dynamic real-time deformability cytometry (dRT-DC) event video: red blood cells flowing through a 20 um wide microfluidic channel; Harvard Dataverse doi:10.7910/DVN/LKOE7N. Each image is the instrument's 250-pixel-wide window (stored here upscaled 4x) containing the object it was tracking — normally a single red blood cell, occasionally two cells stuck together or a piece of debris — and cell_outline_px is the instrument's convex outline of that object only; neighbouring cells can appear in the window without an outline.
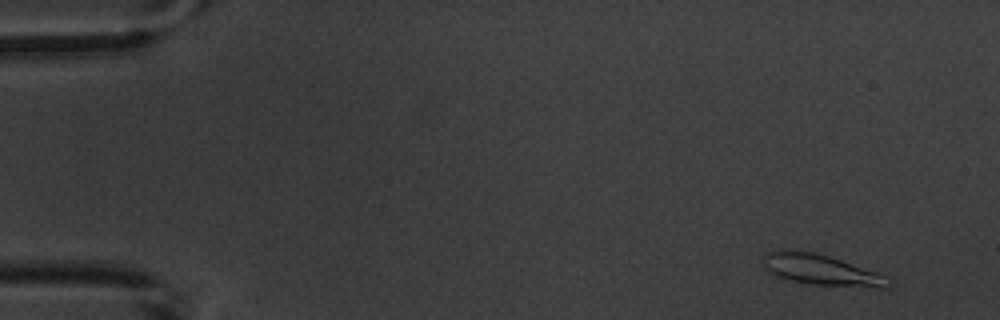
{"species": "common noctule bat (a hibernating species)", "species_latin": "Nyctalus noctula", "temperature_condition": "warm", "stored_images_in_passage": 6, "camera_frame_rate_fps": 3000, "um_per_image_px": 0.085, "animal": {"sex": "male", "body_mass_g": 20.1, "forearm_length_mm": 53.5}, "frame": {"image": 1, "passage_image": 1, "time_ms": 0.0, "image_size_px": [1000, 320], "cell_outline_px": [[892, 284], [888, 288], [880, 288], [812, 284], [792, 280], [776, 276], [760, 268], [760, 260], [768, 252], [812, 252], [828, 256], [880, 272], [888, 276]], "centroid_in_image_um": [69.85, 22.97], "position_along_channel_um": 15.2, "area_um2": 22.37}}
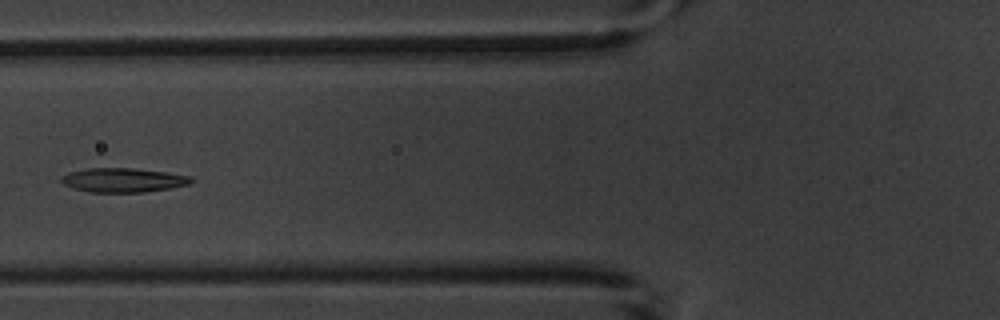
{"frame": {"image": 2, "passage_image": 6, "time_ms": 6.0, "image_size_px": [1000, 320], "cell_outline_px": [[196, 180], [192, 184], [144, 192], [88, 192], [72, 188], [64, 184], [60, 180], [60, 176], [68, 172], [88, 168], [132, 168], [164, 172], [192, 176]], "centroid_in_image_um": [10.47, 15.31], "position_along_channel_um": 115.3, "area_um2": 18.44}}